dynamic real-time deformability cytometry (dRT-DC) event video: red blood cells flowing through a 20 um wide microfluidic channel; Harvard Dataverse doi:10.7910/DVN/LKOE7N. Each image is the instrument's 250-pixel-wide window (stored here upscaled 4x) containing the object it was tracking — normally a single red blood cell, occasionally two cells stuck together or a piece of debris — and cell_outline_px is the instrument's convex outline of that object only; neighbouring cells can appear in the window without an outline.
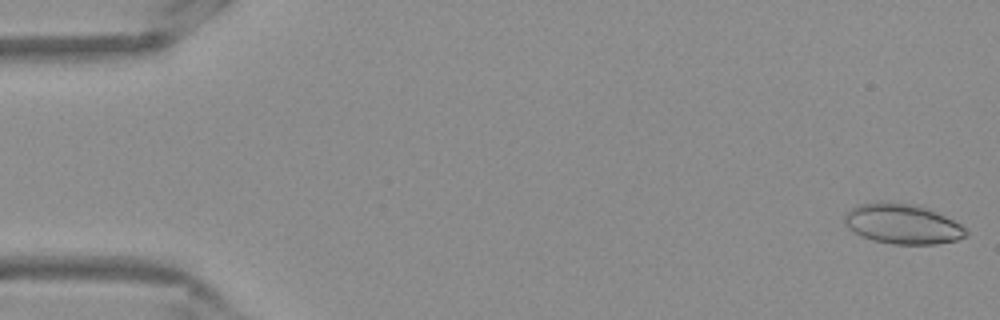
{"species": "Egyptian fruit bat (a non-hibernating species)", "species_latin": "Rousettus aegyptiacus", "temperature_condition": "warm", "stored_images_in_passage": 52, "camera_frame_rate_fps": 3000, "um_per_image_px": 0.085, "frame": {"image": 1, "passage_image": 1, "time_ms": 0.0, "image_size_px": [1000, 320], "cell_outline_px": [[964, 236], [956, 240], [928, 244], [900, 244], [876, 240], [864, 236], [856, 232], [848, 224], [848, 216], [852, 212], [860, 208], [876, 204], [896, 204], [916, 208], [932, 212], [952, 220], [964, 228]], "centroid_in_image_um": [76.81, 19.12], "position_along_channel_um": 8.2, "area_um2": 25.09}}
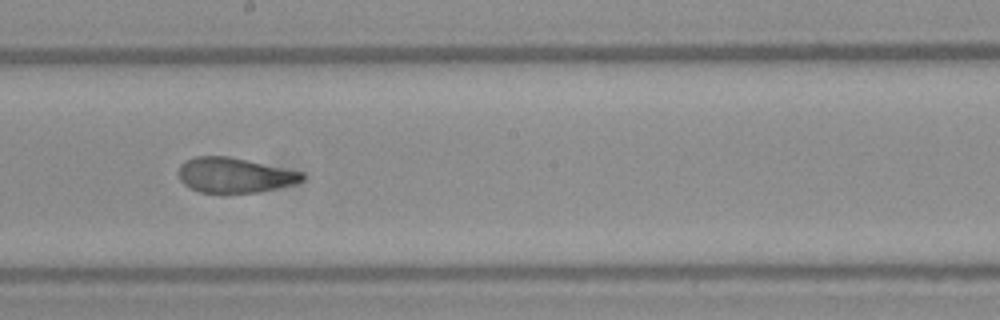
{"frame": {"image": 2, "passage_image": 29, "time_ms": 9.333, "image_size_px": [1000, 320], "cell_outline_px": [[304, 176], [300, 180], [288, 184], [272, 188], [252, 192], [204, 192], [192, 188], [180, 180], [180, 168], [188, 160], [200, 156], [224, 156], [244, 160], [300, 172]], "centroid_in_image_um": [19.87, 14.88], "position_along_channel_um": 228.3, "area_um2": 23.64}}
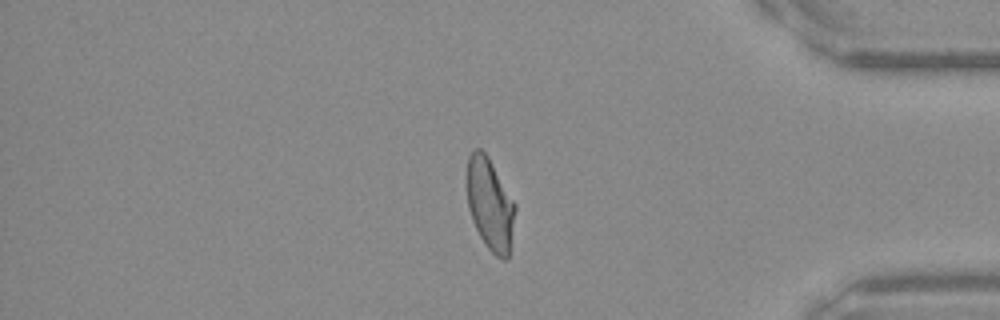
{"frame": {"image": 3, "passage_image": 44, "time_ms": 14.333, "image_size_px": [1000, 320], "cell_outline_px": [[516, 208], [508, 256], [504, 260], [496, 256], [488, 248], [480, 236], [472, 220], [468, 204], [468, 156], [476, 148], [480, 148], [484, 152], [516, 204]], "centroid_in_image_um": [41.66, 17.38], "position_along_channel_um": 393.5, "area_um2": 25.09}, "authors_computed_cell_mechanics": {"area_um2": 24.7384, "velocity_mm_per_s": 3.8657, "shape_relaxation_time_tau1_ms": 9.9474, "shape_relaxation_time_tau2_ms": 1.4736, "deformation_change_tau1": 0.2608, "deformation_change_tau2": 0.0814}}